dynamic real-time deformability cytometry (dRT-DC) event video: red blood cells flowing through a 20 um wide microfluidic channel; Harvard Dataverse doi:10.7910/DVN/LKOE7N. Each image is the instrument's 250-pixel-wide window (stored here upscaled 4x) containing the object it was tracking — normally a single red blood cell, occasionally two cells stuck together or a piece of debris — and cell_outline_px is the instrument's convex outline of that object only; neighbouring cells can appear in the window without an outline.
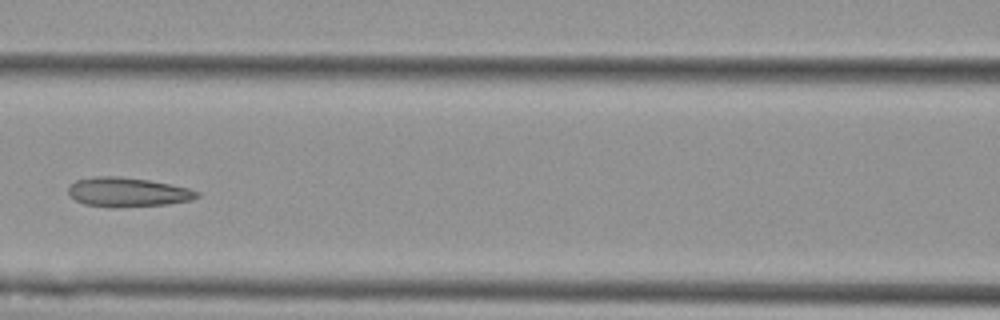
{"species": "Egyptian fruit bat (a non-hibernating species)", "species_latin": "Rousettus aegyptiacus", "temperature_condition": "cold", "stored_images_in_passage": 8, "camera_frame_rate_fps": 3000, "um_per_image_px": 0.085, "animal": {"sex": "female"}, "frame": {"image": 1, "passage_image": 5, "time_ms": 4.667, "image_size_px": [1000, 320], "cell_outline_px": [[200, 196], [192, 200], [168, 204], [112, 208], [84, 204], [76, 200], [68, 192], [68, 184], [76, 180], [92, 176], [120, 176], [148, 180], [188, 188], [200, 192]], "centroid_in_image_um": [10.83, 16.33], "position_along_channel_um": 155.8, "area_um2": 22.14}}
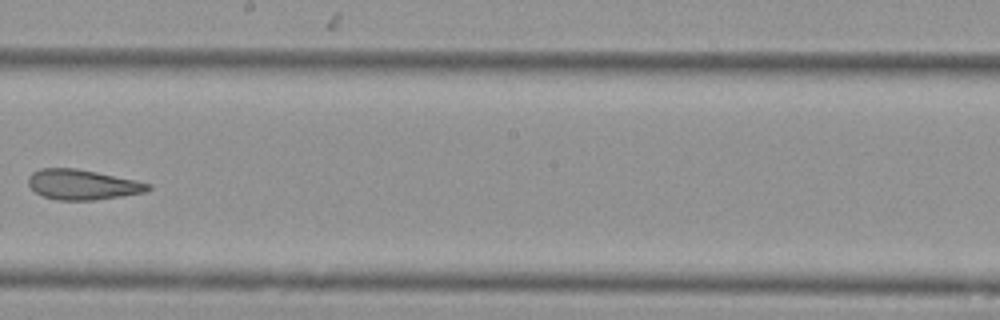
{"frame": {"image": 2, "passage_image": 7, "time_ms": 7.0, "image_size_px": [1000, 320], "cell_outline_px": [[152, 188], [144, 192], [120, 196], [92, 200], [56, 200], [44, 196], [36, 192], [28, 184], [28, 176], [32, 172], [40, 168], [76, 168], [136, 180], [152, 184]], "centroid_in_image_um": [7.0, 15.68], "position_along_channel_um": 241.2, "area_um2": 20.92}}
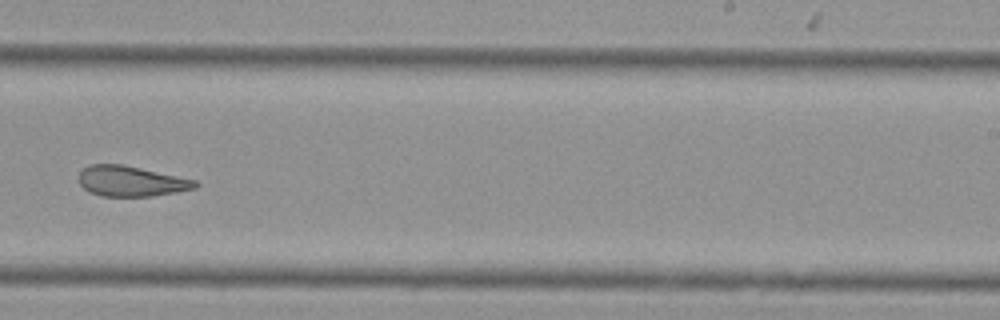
{"frame": {"image": 3, "passage_image": 8, "time_ms": 8.0, "image_size_px": [1000, 320], "cell_outline_px": [[200, 184], [196, 188], [176, 192], [152, 196], [100, 196], [88, 192], [80, 184], [80, 172], [88, 164], [120, 164], [140, 168], [196, 180]], "centroid_in_image_um": [11.14, 15.41], "position_along_channel_um": 277.9, "area_um2": 20.52}}